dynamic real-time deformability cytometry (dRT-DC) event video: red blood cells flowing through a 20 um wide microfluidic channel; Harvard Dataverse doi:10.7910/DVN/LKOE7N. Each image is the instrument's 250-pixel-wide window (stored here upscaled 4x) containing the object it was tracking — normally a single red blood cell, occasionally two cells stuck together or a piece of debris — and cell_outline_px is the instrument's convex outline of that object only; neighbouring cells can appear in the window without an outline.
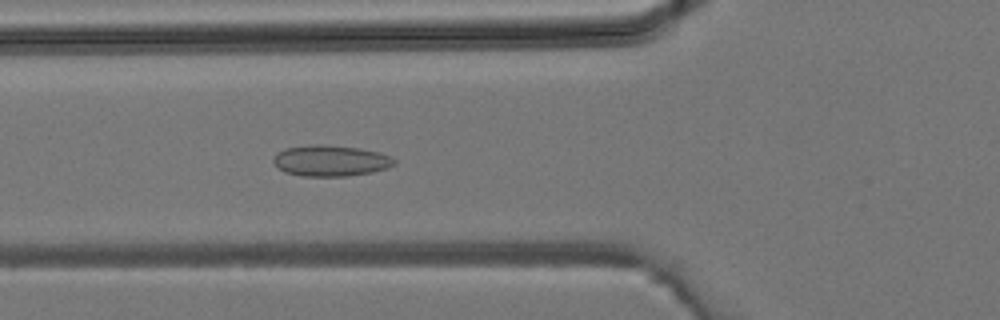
{"species": "common noctule bat (a hibernating species)", "species_latin": "Nyctalus noctula", "temperature_condition": "room temperature", "stored_images_in_passage": 29, "camera_frame_rate_fps": 3000, "um_per_image_px": 0.085, "animal": {"sex": "male", "body_mass_g": 19.2, "forearm_length_mm": 51.8}, "frame": {"image": 1, "passage_image": 9, "time_ms": 2.667, "image_size_px": [1000, 320], "cell_outline_px": [[396, 164], [388, 168], [372, 172], [348, 176], [300, 176], [284, 172], [272, 160], [276, 152], [284, 148], [312, 144], [324, 144], [360, 148], [380, 152], [392, 156], [396, 160]], "centroid_in_image_um": [28.12, 13.65], "position_along_channel_um": 97.7, "area_um2": 22.2}}
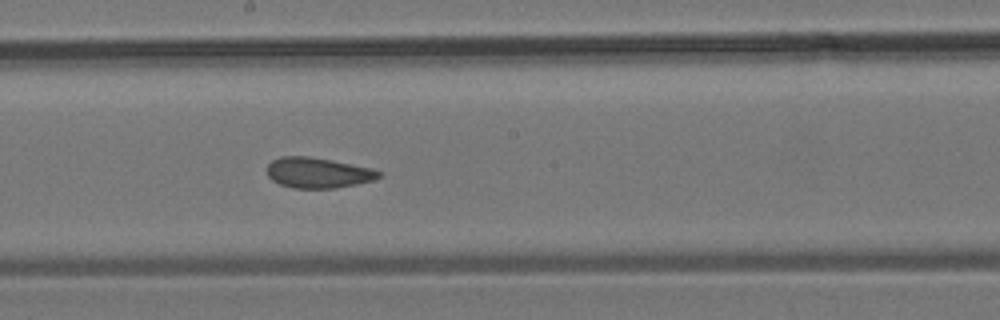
{"frame": {"image": 2, "passage_image": 16, "time_ms": 5.0, "image_size_px": [1000, 320], "cell_outline_px": [[384, 172], [380, 176], [372, 180], [356, 184], [336, 188], [292, 188], [280, 184], [272, 180], [268, 176], [268, 164], [272, 160], [280, 156], [312, 156], [372, 168]], "centroid_in_image_um": [27.03, 14.67], "position_along_channel_um": 221.2, "area_um2": 19.94}}
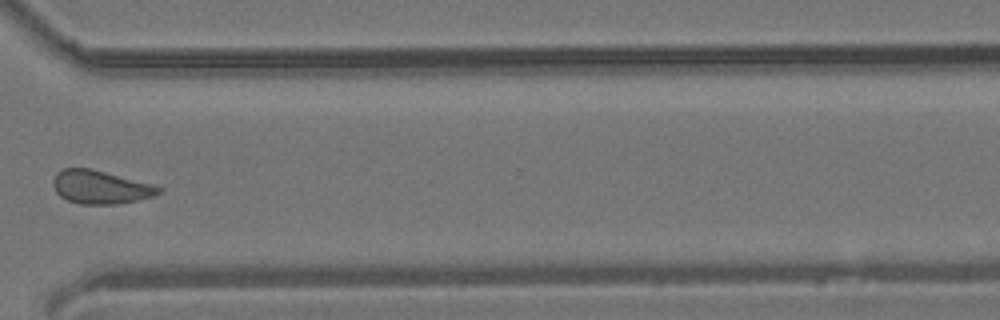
{"frame": {"image": 3, "passage_image": 24, "time_ms": 7.667, "image_size_px": [1000, 320], "cell_outline_px": [[164, 192], [152, 196], [136, 200], [116, 204], [80, 204], [68, 200], [60, 196], [56, 192], [52, 184], [52, 180], [56, 172], [64, 168], [88, 168], [152, 184], [164, 188]], "centroid_in_image_um": [8.52, 15.91], "position_along_channel_um": 362.1, "area_um2": 20.4}}